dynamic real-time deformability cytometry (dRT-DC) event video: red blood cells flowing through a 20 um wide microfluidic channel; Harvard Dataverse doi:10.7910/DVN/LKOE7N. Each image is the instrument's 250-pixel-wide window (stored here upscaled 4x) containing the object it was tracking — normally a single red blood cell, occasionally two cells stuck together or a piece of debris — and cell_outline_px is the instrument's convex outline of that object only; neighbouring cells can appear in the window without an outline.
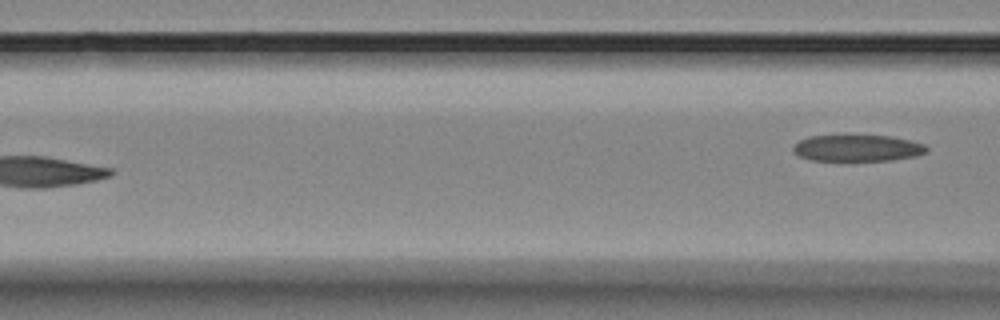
{"species": "Egyptian fruit bat (a non-hibernating species)", "species_latin": "Rousettus aegyptiacus", "temperature_condition": "room temperature", "stored_images_in_passage": 5, "camera_frame_rate_fps": 3000, "um_per_image_px": 0.085, "animal": {"sex": "female"}, "frame": {"image": 1, "passage_image": 5, "time_ms": 4.667, "image_size_px": [1000, 320], "cell_outline_px": [[928, 152], [916, 156], [892, 160], [840, 164], [808, 160], [792, 152], [792, 148], [800, 140], [808, 136], [844, 132], [892, 136], [912, 140], [924, 144], [928, 148]], "centroid_in_image_um": [72.81, 12.59], "position_along_channel_um": 93.8, "area_um2": 23.0}}